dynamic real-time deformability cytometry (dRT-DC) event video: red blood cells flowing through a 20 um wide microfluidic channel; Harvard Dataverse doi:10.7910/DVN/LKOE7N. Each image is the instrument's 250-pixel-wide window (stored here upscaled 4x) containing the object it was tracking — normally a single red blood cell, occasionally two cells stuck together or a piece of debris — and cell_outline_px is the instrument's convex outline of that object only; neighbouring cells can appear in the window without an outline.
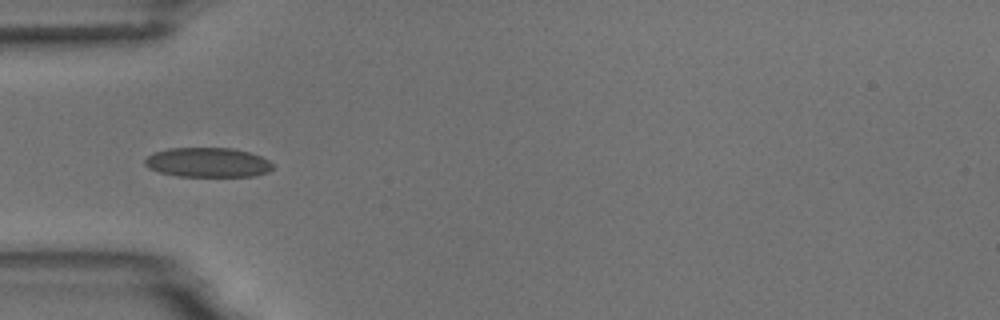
{"species": "common noctule bat (a hibernating species)", "species_latin": "Nyctalus noctula", "temperature_condition": "room temperature", "stored_images_in_passage": 9, "camera_frame_rate_fps": 3000, "um_per_image_px": 0.085, "animal": {"sex": "male", "body_mass_g": 18.8}, "frame": {"image": 1, "passage_image": 4, "time_ms": 4.333, "image_size_px": [1000, 320], "cell_outline_px": [[272, 168], [268, 172], [256, 176], [176, 176], [160, 172], [148, 168], [144, 164], [144, 160], [152, 152], [168, 148], [232, 148], [248, 152], [260, 156], [268, 160], [272, 164]], "centroid_in_image_um": [17.62, 13.8], "position_along_channel_um": 67.4, "area_um2": 22.08}}
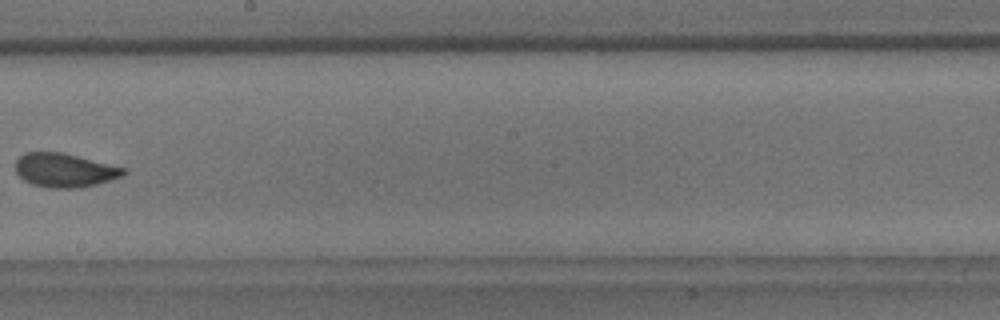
{"frame": {"image": 2, "passage_image": 8, "time_ms": 9.0, "image_size_px": [1000, 320], "cell_outline_px": [[128, 172], [124, 176], [96, 184], [80, 188], [48, 188], [32, 184], [24, 180], [16, 172], [16, 160], [24, 152], [64, 152], [128, 168]], "centroid_in_image_um": [5.54, 14.46], "position_along_channel_um": 242.7, "area_um2": 21.68}}
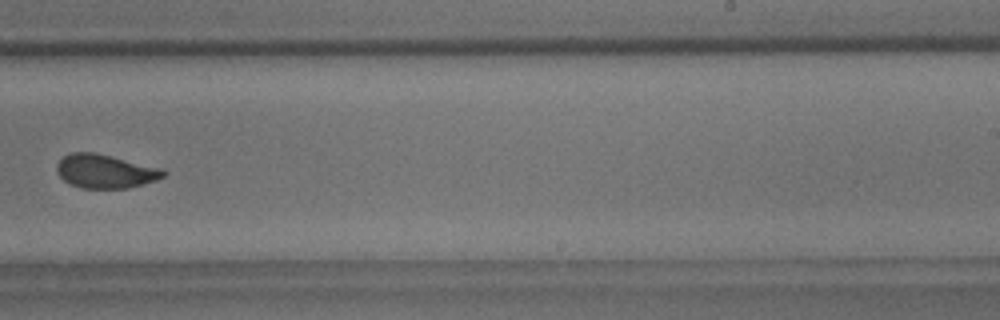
{"frame": {"image": 3, "passage_image": 9, "time_ms": 10.0, "image_size_px": [1000, 320], "cell_outline_px": [[168, 172], [164, 176], [156, 180], [144, 184], [128, 188], [80, 188], [64, 180], [56, 172], [56, 164], [68, 152], [96, 152], [164, 168]], "centroid_in_image_um": [8.98, 14.54], "position_along_channel_um": 280.0, "area_um2": 21.27}}